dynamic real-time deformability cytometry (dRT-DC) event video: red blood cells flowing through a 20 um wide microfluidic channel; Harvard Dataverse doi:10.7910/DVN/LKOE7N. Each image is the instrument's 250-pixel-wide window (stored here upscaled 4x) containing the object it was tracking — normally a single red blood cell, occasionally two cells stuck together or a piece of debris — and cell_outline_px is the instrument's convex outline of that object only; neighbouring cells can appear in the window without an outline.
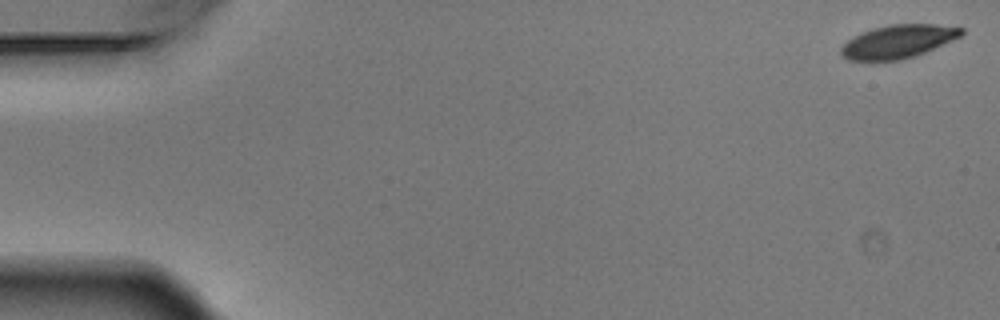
{"species": "Egyptian fruit bat (a non-hibernating species)", "species_latin": "Rousettus aegyptiacus", "temperature_condition": "warm", "stored_images_in_passage": 9, "camera_frame_rate_fps": 3000, "um_per_image_px": 0.085, "animal": {"sex": "male"}, "frame": {"image": 1, "passage_image": 1, "time_ms": 0.0, "image_size_px": [1000, 320], "cell_outline_px": [[964, 32], [960, 36], [952, 40], [916, 56], [900, 60], [848, 60], [840, 52], [840, 48], [852, 36], [860, 32], [872, 28], [892, 24], [936, 24], [964, 28]], "centroid_in_image_um": [76.32, 3.52], "position_along_channel_um": 8.7, "area_um2": 23.29}}
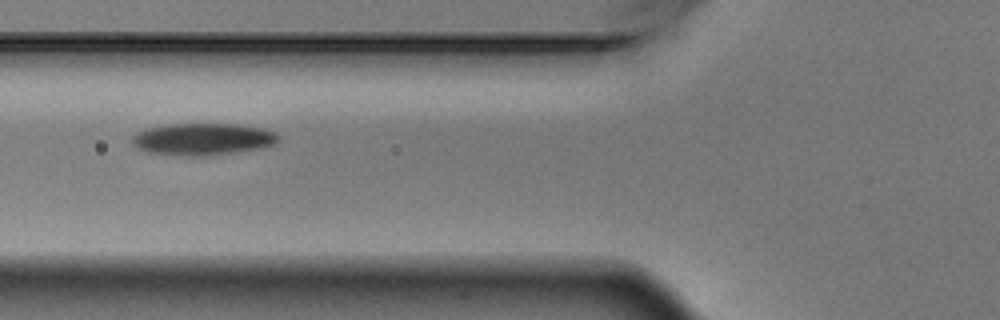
{"frame": {"image": 2, "passage_image": 6, "time_ms": 1.667, "image_size_px": [1000, 320], "cell_outline_px": [[280, 140], [276, 144], [264, 148], [236, 152], [204, 156], [180, 156], [148, 152], [136, 148], [132, 144], [132, 136], [136, 132], [148, 128], [168, 124], [236, 124], [264, 128], [276, 132], [280, 136]], "centroid_in_image_um": [17.27, 11.83], "position_along_channel_um": 108.5, "area_um2": 27.69}}
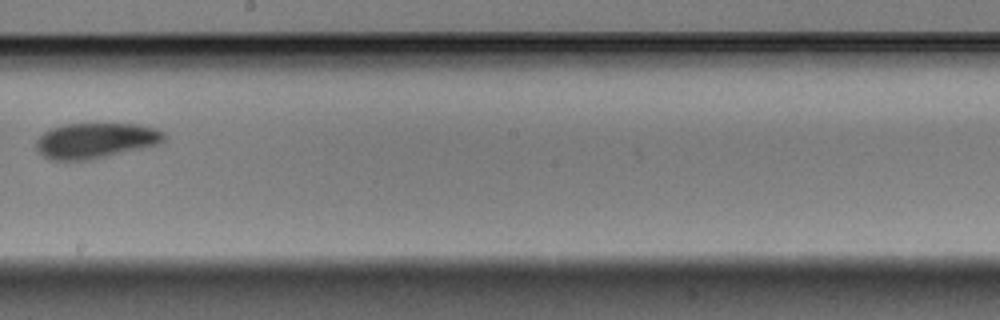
{"frame": {"image": 3, "passage_image": 9, "time_ms": 2.667, "image_size_px": [1000, 320], "cell_outline_px": [[168, 136], [160, 144], [88, 160], [52, 160], [44, 156], [36, 148], [36, 140], [44, 132], [52, 128], [64, 124], [140, 124], [156, 128], [164, 132]], "centroid_in_image_um": [8.16, 11.94], "position_along_channel_um": 240.0, "area_um2": 26.36}}